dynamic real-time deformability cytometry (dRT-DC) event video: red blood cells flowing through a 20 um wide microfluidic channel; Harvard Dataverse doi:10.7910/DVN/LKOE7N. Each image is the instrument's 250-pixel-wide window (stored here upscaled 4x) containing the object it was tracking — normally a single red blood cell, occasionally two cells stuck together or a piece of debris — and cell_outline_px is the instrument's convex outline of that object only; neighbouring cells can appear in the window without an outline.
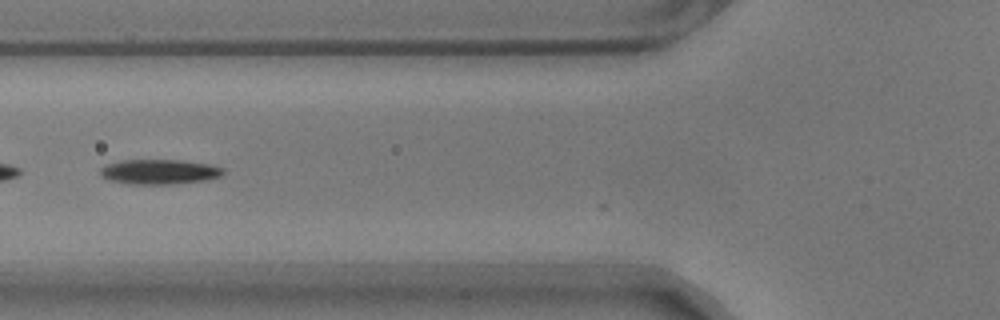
{"species": "common noctule bat (a hibernating species)", "species_latin": "Nyctalus noctula", "temperature_condition": "warm", "stored_images_in_passage": 28, "camera_frame_rate_fps": 3000, "um_per_image_px": 0.085, "animal": {"sex": "male", "body_mass_g": 17.9}, "frame": {"image": 1, "passage_image": 4, "time_ms": 1.0, "image_size_px": [1000, 320], "cell_outline_px": [[224, 172], [220, 176], [204, 180], [172, 184], [128, 184], [108, 180], [100, 176], [100, 168], [104, 164], [124, 160], [180, 160], [208, 164], [224, 168]], "centroid_in_image_um": [13.48, 14.6], "position_along_channel_um": 112.3, "area_um2": 17.86}}
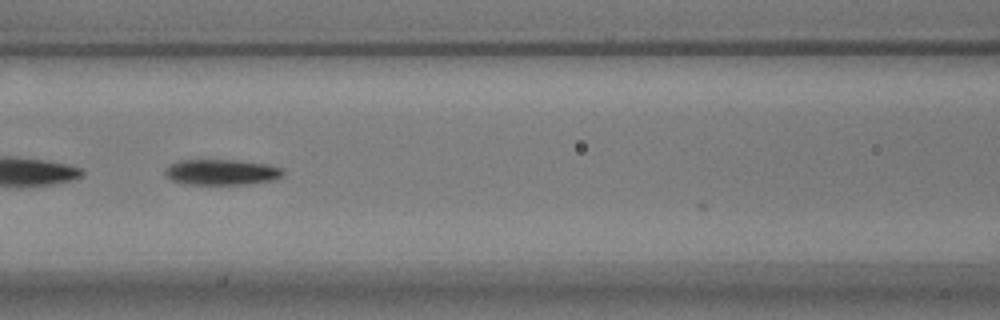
{"frame": {"image": 2, "passage_image": 7, "time_ms": 2.0, "image_size_px": [1000, 320], "cell_outline_px": [[284, 172], [280, 176], [272, 180], [248, 184], [184, 184], [172, 180], [164, 172], [164, 168], [180, 160], [236, 160], [268, 164], [284, 168]], "centroid_in_image_um": [18.84, 14.63], "position_along_channel_um": 147.8, "area_um2": 17.57}}
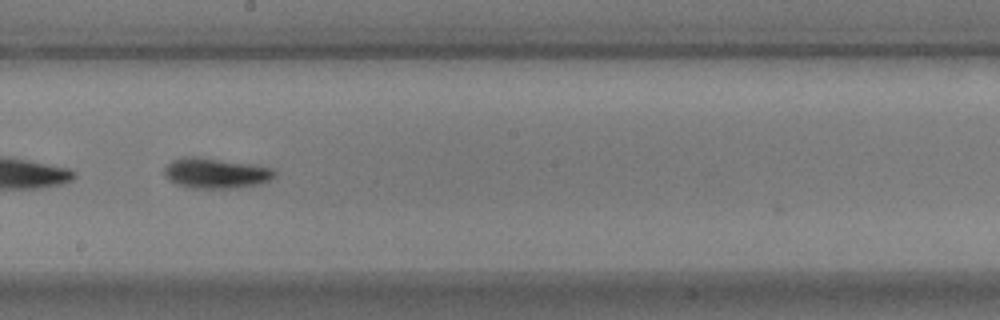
{"frame": {"image": 3, "passage_image": 14, "time_ms": 4.333, "image_size_px": [1000, 320], "cell_outline_px": [[276, 176], [268, 180], [256, 184], [236, 188], [192, 188], [176, 184], [164, 172], [164, 168], [172, 160], [184, 156], [196, 156], [252, 164], [272, 168], [276, 172]], "centroid_in_image_um": [18.34, 14.7], "position_along_channel_um": 229.9, "area_um2": 19.31}}